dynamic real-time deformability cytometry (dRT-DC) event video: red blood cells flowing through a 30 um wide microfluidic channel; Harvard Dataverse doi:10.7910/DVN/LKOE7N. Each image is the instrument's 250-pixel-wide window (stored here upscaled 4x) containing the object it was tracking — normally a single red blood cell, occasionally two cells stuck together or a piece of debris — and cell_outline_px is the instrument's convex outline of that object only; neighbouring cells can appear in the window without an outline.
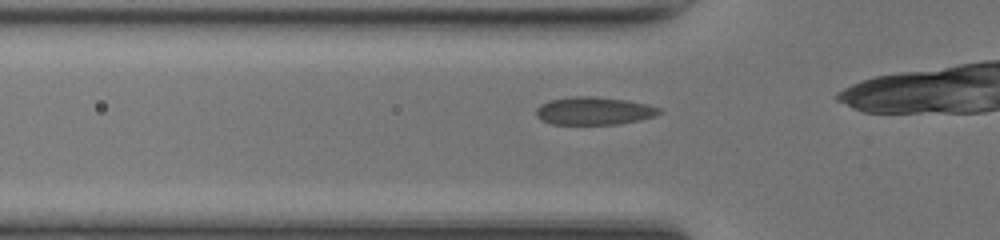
{"species": "common noctule bat (a hibernating species)", "species_latin": "Nyctalus noctula", "temperature_condition": "room temperature", "stored_images_in_passage": 27, "camera_frame_rate_fps": 3000, "um_per_image_px": 0.085, "animal": {"sex": "female", "body_mass_g": 17.0, "forearm_length_mm": 48.0}, "frame": {"image": 1, "passage_image": 3, "time_ms": 0.667, "image_size_px": [1000, 240], "cell_outline_px": [[660, 112], [656, 116], [620, 124], [552, 124], [540, 120], [536, 116], [536, 108], [540, 104], [548, 100], [576, 96], [592, 96], [628, 100], [648, 104], [660, 108]], "centroid_in_image_um": [50.46, 9.42], "position_along_channel_um": 75.3, "area_um2": 20.11}}
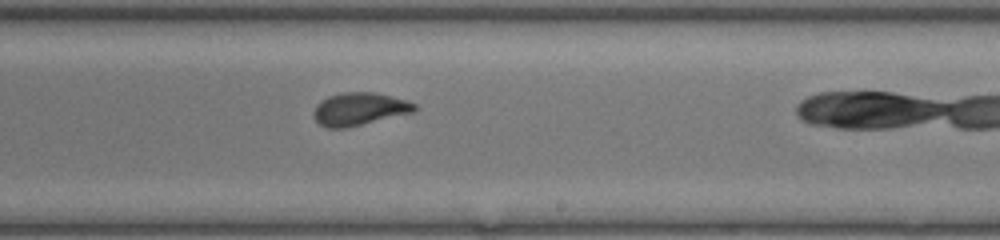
{"frame": {"image": 2, "passage_image": 16, "time_ms": 5.0, "image_size_px": [1000, 240], "cell_outline_px": [[416, 108], [412, 112], [348, 128], [328, 128], [320, 124], [312, 116], [312, 112], [316, 104], [320, 100], [328, 96], [344, 92], [376, 92], [404, 100], [416, 104]], "centroid_in_image_um": [30.48, 9.27], "position_along_channel_um": 258.5, "area_um2": 19.25}}
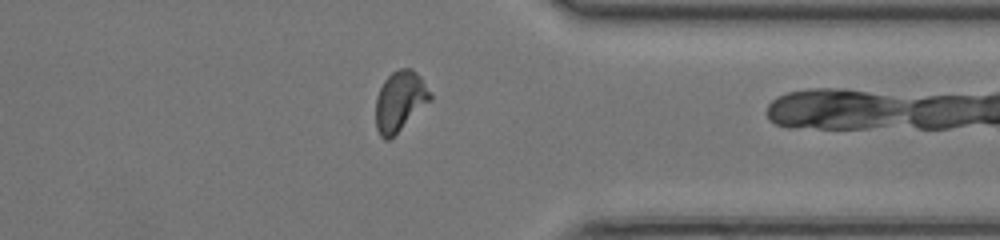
{"frame": {"image": 3, "passage_image": 25, "time_ms": 8.0, "image_size_px": [1000, 240], "cell_outline_px": [[432, 100], [388, 140], [384, 140], [380, 136], [376, 128], [376, 96], [384, 80], [392, 72], [400, 68], [412, 68], [420, 76], [432, 96]], "centroid_in_image_um": [33.98, 8.58], "position_along_channel_um": 377.4, "area_um2": 18.96}}